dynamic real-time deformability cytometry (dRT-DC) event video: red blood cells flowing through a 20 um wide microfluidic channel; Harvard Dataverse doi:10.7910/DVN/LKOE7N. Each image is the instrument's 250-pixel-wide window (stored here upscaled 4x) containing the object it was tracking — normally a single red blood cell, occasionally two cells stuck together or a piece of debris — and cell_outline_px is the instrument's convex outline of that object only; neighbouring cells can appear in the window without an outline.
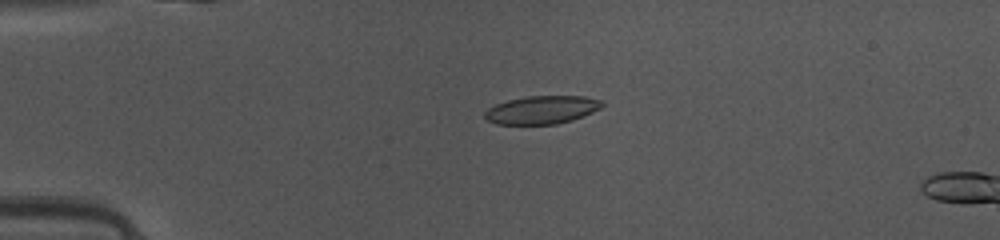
{"species": "common noctule bat (a hibernating species)", "species_latin": "Nyctalus noctula", "temperature_condition": "warm", "stored_images_in_passage": 3, "camera_frame_rate_fps": 3000, "um_per_image_px": 0.085, "animal": {"sex": "female", "body_mass_g": 10.0, "forearm_length_mm": 53.1}, "frame": {"image": 1, "passage_image": 1, "time_ms": 0.0, "image_size_px": [1000, 240], "cell_outline_px": [[604, 104], [600, 108], [592, 112], [572, 120], [556, 124], [496, 124], [488, 120], [484, 116], [484, 112], [488, 108], [496, 104], [508, 100], [524, 96], [584, 96], [600, 100]], "centroid_in_image_um": [46.04, 9.33], "position_along_channel_um": 39.0, "area_um2": 19.13}}